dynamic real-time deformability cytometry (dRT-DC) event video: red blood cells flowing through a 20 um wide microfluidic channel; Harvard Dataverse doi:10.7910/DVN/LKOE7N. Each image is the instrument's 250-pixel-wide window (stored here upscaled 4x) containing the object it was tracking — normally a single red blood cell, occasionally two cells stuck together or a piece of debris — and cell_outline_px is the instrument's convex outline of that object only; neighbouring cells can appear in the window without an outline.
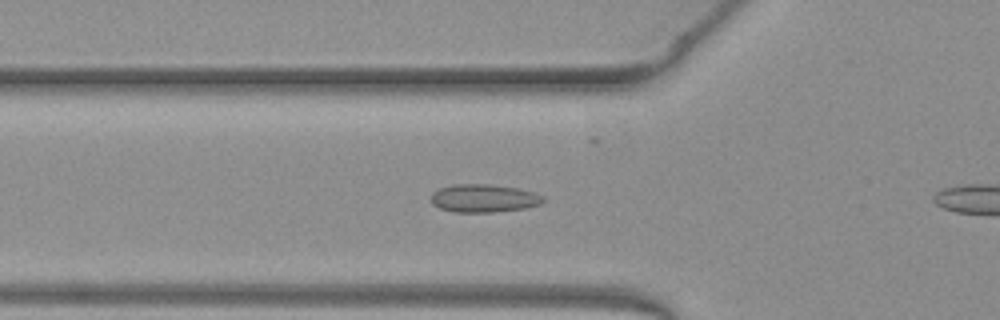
{"species": "common noctule bat (a hibernating species)", "species_latin": "Nyctalus noctula", "temperature_condition": "warm", "stored_images_in_passage": 42, "camera_frame_rate_fps": 3000, "um_per_image_px": 0.085, "animal": {"sex": "female", "body_mass_g": 19.3, "forearm_length_mm": 54.1}, "frame": {"image": 1, "passage_image": 18, "time_ms": 5.667, "image_size_px": [1000, 320], "cell_outline_px": [[548, 200], [540, 204], [524, 208], [496, 212], [452, 212], [440, 208], [432, 204], [428, 200], [432, 192], [440, 188], [452, 184], [488, 184], [516, 188], [532, 192], [544, 196]], "centroid_in_image_um": [41.09, 16.86], "position_along_channel_um": 84.7, "area_um2": 18.55}}
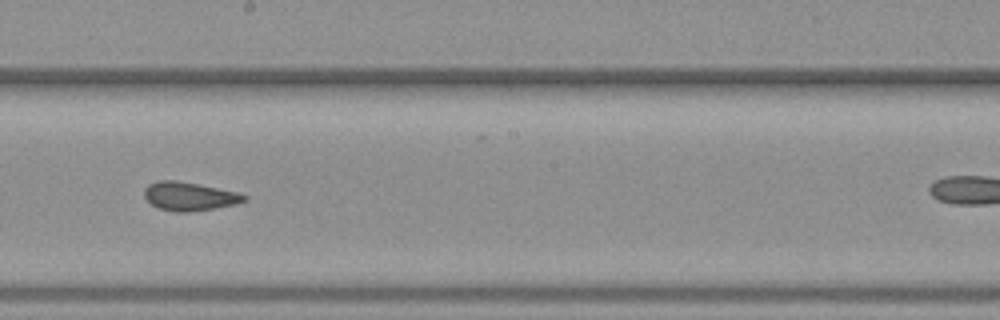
{"frame": {"image": 2, "passage_image": 29, "time_ms": 9.333, "image_size_px": [1000, 320], "cell_outline_px": [[248, 200], [236, 204], [216, 208], [188, 212], [172, 212], [156, 208], [144, 196], [144, 188], [148, 184], [156, 180], [176, 180], [236, 192], [248, 196]], "centroid_in_image_um": [16.07, 16.7], "position_along_channel_um": 232.1, "area_um2": 16.7}}
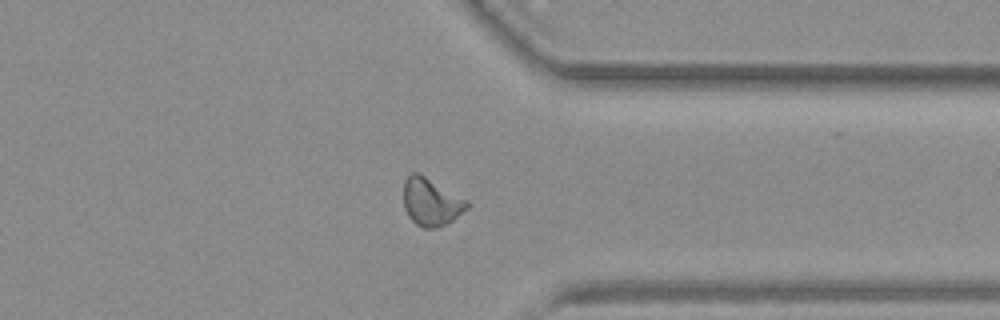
{"frame": {"image": 3, "passage_image": 40, "time_ms": 13.0, "image_size_px": [1000, 320], "cell_outline_px": [[472, 204], [468, 208], [448, 224], [436, 228], [424, 228], [416, 224], [408, 216], [404, 208], [404, 180], [412, 172], [420, 172], [468, 200]], "centroid_in_image_um": [36.67, 17.15], "position_along_channel_um": 374.7, "area_um2": 17.98}}